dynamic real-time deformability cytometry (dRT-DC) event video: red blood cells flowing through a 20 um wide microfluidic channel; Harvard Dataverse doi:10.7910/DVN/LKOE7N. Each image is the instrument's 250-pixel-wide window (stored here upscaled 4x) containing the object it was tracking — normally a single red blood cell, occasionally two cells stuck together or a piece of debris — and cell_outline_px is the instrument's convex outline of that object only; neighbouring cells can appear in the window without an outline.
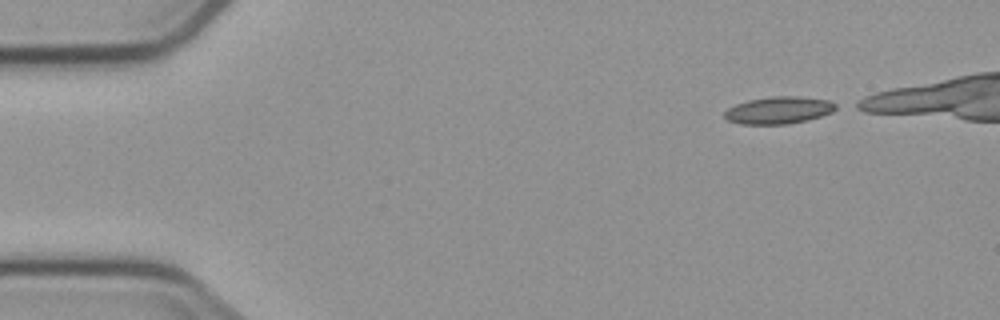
{"species": "common noctule bat (a hibernating species)", "species_latin": "Nyctalus noctula", "temperature_condition": "cold", "stored_images_in_passage": 5, "camera_frame_rate_fps": 3000, "um_per_image_px": 0.085, "animal": {"sex": "male", "body_mass_g": 23.1, "forearm_length_mm": 52.7}, "frame": {"image": 1, "passage_image": 1, "time_ms": 0.0, "image_size_px": [1000, 320], "cell_outline_px": [[840, 108], [832, 112], [808, 120], [788, 124], [740, 124], [728, 120], [724, 116], [724, 112], [728, 108], [736, 104], [748, 100], [772, 96], [800, 96], [828, 100], [836, 104]], "centroid_in_image_um": [66.22, 9.36], "position_along_channel_um": 18.8, "area_um2": 17.74}}